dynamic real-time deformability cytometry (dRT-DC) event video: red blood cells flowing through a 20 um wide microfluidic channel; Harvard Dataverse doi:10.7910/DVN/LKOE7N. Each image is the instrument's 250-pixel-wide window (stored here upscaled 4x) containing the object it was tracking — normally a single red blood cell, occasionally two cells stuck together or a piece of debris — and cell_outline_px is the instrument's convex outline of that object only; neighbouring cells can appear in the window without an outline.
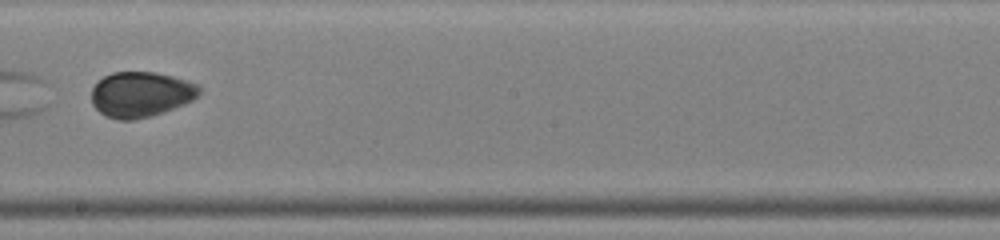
{"species": "common noctule bat (a hibernating species)", "species_latin": "Nyctalus noctula", "temperature_condition": "warm", "stored_images_in_passage": 18, "camera_frame_rate_fps": 3000, "um_per_image_px": 0.085, "animal": {"sex": "male", "body_mass_g": 19.0, "forearm_length_mm": 50.8}, "frame": {"image": 1, "passage_image": 13, "time_ms": 4.0, "image_size_px": [1000, 240], "cell_outline_px": [[204, 88], [192, 100], [184, 104], [164, 112], [152, 116], [132, 120], [120, 120], [104, 116], [92, 104], [92, 88], [104, 76], [112, 72], [152, 72], [172, 76], [196, 84]], "centroid_in_image_um": [11.97, 8.03], "position_along_channel_um": 236.2, "area_um2": 28.44}}
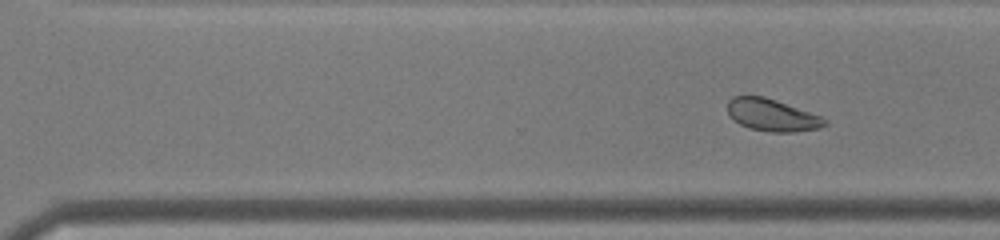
{"frame": {"image": 2, "passage_image": 18, "time_ms": 5.667, "image_size_px": [1000, 240], "cell_outline_px": [[824, 124], [816, 128], [792, 132], [772, 132], [748, 128], [732, 120], [728, 116], [728, 100], [732, 96], [764, 96], [776, 100], [820, 116], [824, 120]], "centroid_in_image_um": [65.51, 9.77], "position_along_channel_um": 305.1, "area_um2": 17.92}}